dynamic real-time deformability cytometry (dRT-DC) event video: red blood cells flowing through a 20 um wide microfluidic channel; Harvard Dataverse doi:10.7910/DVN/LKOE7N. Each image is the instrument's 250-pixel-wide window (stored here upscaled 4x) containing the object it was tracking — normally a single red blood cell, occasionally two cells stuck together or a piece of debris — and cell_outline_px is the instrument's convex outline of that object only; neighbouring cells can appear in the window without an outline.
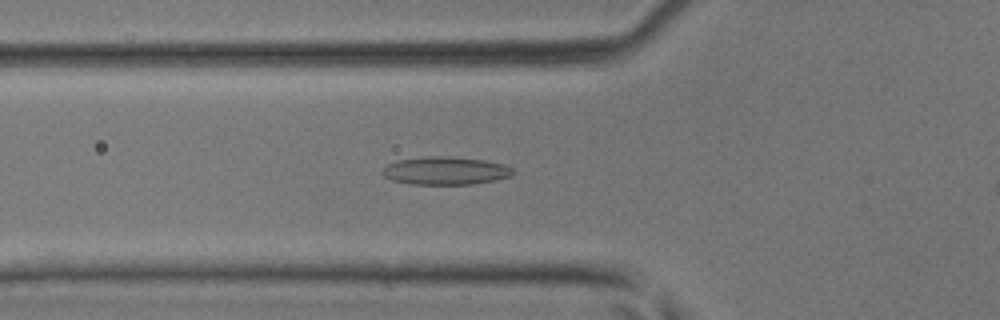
{"species": "common noctule bat (a hibernating species)", "species_latin": "Nyctalus noctula", "temperature_condition": "room temperature", "stored_images_in_passage": 40, "camera_frame_rate_fps": 3000, "um_per_image_px": 0.085, "animal": {"sex": "male", "body_mass_g": 17.9, "forearm_length_mm": 54.2}, "frame": {"image": 1, "passage_image": 16, "time_ms": 5.0, "image_size_px": [1000, 320], "cell_outline_px": [[512, 176], [496, 180], [472, 184], [408, 184], [392, 180], [384, 176], [380, 172], [388, 164], [400, 160], [428, 156], [448, 156], [484, 160], [504, 164], [512, 168]], "centroid_in_image_um": [37.86, 14.51], "position_along_channel_um": 87.9, "area_um2": 21.21}}
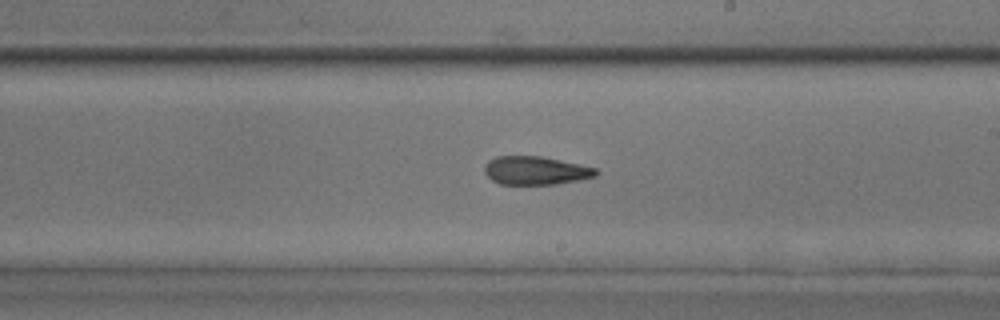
{"frame": {"image": 2, "passage_image": 26, "time_ms": 8.333, "image_size_px": [1000, 320], "cell_outline_px": [[600, 172], [596, 176], [580, 180], [556, 184], [500, 184], [492, 180], [484, 172], [484, 164], [488, 160], [496, 156], [540, 156], [596, 168]], "centroid_in_image_um": [45.51, 14.5], "position_along_channel_um": 243.5, "area_um2": 18.44}}
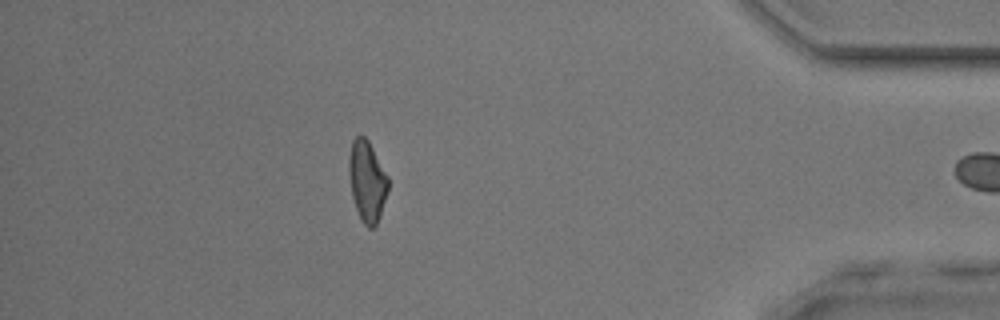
{"frame": {"image": 3, "passage_image": 39, "time_ms": 12.667, "image_size_px": [1000, 320], "cell_outline_px": [[388, 188], [380, 216], [376, 224], [372, 228], [368, 228], [364, 224], [356, 208], [352, 196], [348, 172], [348, 160], [352, 140], [356, 136], [364, 136], [368, 140], [388, 176]], "centroid_in_image_um": [31.19, 15.38], "position_along_channel_um": 404.0, "area_um2": 18.32}}